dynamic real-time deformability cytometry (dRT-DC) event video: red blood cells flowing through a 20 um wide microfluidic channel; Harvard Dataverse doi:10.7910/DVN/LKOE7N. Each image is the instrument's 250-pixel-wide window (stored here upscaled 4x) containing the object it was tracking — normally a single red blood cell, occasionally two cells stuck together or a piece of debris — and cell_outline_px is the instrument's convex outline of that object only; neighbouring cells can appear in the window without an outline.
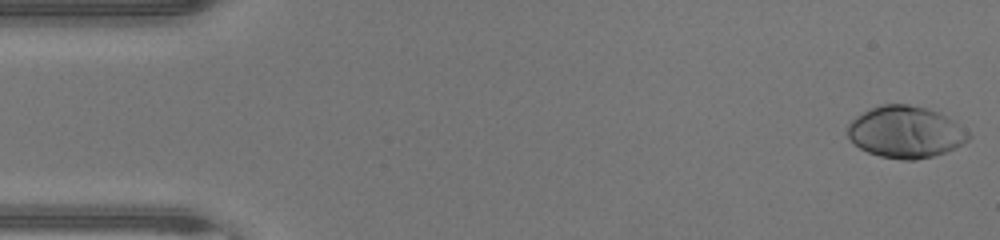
{"species": "human", "species_latin": "Homo sapiens", "temperature_condition": "warm", "stored_images_in_passage": 47, "camera_frame_rate_fps": 3000, "um_per_image_px": 0.085, "donor": {"sex": "male"}, "frame": {"image": 1, "passage_image": 1, "time_ms": 0.0, "image_size_px": [1000, 240], "cell_outline_px": [[972, 136], [964, 144], [956, 148], [932, 156], [916, 160], [900, 160], [880, 156], [868, 152], [860, 148], [848, 136], [848, 124], [856, 116], [880, 104], [908, 104], [928, 108], [952, 120], [968, 132]], "centroid_in_image_um": [76.98, 11.23], "position_along_channel_um": 8.0, "area_um2": 36.24}}
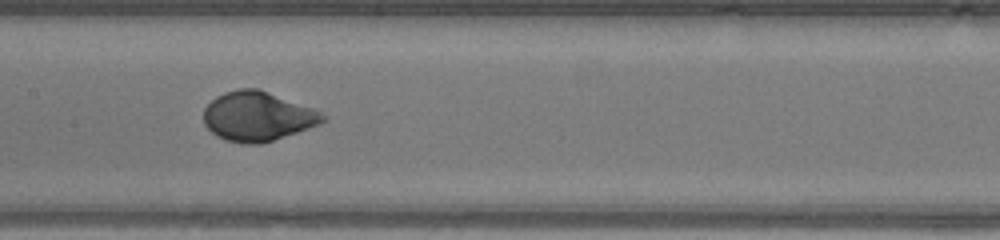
{"frame": {"image": 2, "passage_image": 23, "time_ms": 7.333, "image_size_px": [1000, 240], "cell_outline_px": [[328, 120], [320, 124], [260, 144], [248, 144], [224, 140], [216, 136], [204, 124], [204, 108], [216, 96], [224, 92], [240, 88], [260, 88], [312, 108], [328, 116]], "centroid_in_image_um": [21.89, 9.88], "position_along_channel_um": 185.5, "area_um2": 34.33}}
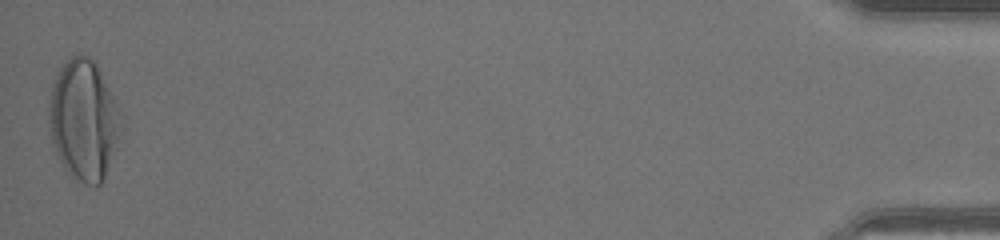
{"frame": {"image": 3, "passage_image": 47, "time_ms": 15.333, "image_size_px": [1000, 240], "cell_outline_px": [[120, 112], [116, 140], [104, 180], [96, 188], [72, 180], [64, 168], [60, 160], [52, 140], [48, 124], [48, 104], [52, 80], [56, 72], [68, 56], [88, 56], [96, 64]], "centroid_in_image_um": [7.03, 10.22], "position_along_channel_um": 428.2, "area_um2": 50.11}, "authors_computed_cell_mechanics": {"area_um2": 34.391, "velocity_mm_per_s": 4.3437, "shape_relaxation_time_tau1_ms": 3.4762, "shape_relaxation_time_tau2_ms": null, "deformation_change_tau1": 0.223, "deformation_change_tau2": null}}